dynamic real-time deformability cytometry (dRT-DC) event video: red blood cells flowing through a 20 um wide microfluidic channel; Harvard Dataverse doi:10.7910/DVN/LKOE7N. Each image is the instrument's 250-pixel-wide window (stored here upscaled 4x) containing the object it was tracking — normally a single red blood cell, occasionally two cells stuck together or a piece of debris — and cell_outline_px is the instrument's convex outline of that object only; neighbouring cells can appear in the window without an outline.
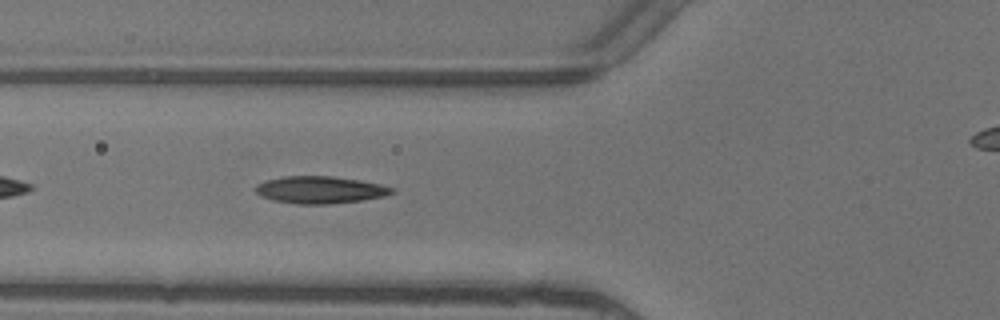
{"species": "common noctule bat (a hibernating species)", "species_latin": "Nyctalus noctula", "temperature_condition": "warm", "stored_images_in_passage": 7, "segment_of_instrument_passage": [1, 2], "camera_frame_rate_fps": 3000, "um_per_image_px": 0.085, "animal": {"sex": "female"}, "frame": {"image": 1, "passage_image": 6, "time_ms": 1.667, "image_size_px": [1000, 320], "cell_outline_px": [[396, 192], [384, 196], [360, 200], [328, 204], [296, 204], [272, 200], [260, 196], [256, 192], [256, 184], [268, 180], [284, 176], [332, 176], [360, 180], [380, 184], [392, 188]], "centroid_in_image_um": [27.19, 16.13], "position_along_channel_um": 98.6, "area_um2": 21.5}}